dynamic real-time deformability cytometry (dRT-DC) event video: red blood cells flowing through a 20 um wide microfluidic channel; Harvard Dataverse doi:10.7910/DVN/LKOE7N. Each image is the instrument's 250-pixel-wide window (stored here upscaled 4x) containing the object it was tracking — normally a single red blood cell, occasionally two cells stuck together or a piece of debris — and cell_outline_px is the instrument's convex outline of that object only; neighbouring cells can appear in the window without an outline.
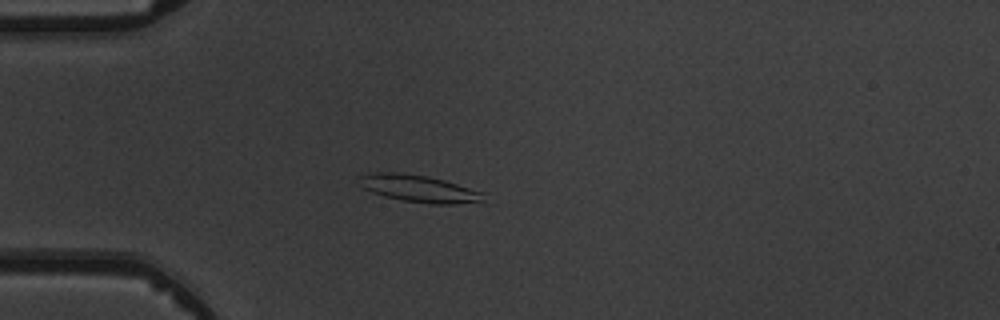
{"species": "common noctule bat (a hibernating species)", "species_latin": "Nyctalus noctula", "temperature_condition": "warm", "stored_images_in_passage": 5, "camera_frame_rate_fps": 3000, "um_per_image_px": 0.085, "animal": {"sex": "male", "body_mass_g": 19.5, "forearm_length_mm": 54.6}, "frame": {"image": 1, "passage_image": 4, "time_ms": 3.667, "image_size_px": [1000, 320], "cell_outline_px": [[488, 204], [432, 204], [404, 200], [384, 196], [372, 192], [364, 188], [360, 176], [376, 172], [396, 172], [428, 176], [444, 180], [484, 192]], "centroid_in_image_um": [35.8, 16.06], "position_along_channel_um": 49.2, "area_um2": 19.83}}